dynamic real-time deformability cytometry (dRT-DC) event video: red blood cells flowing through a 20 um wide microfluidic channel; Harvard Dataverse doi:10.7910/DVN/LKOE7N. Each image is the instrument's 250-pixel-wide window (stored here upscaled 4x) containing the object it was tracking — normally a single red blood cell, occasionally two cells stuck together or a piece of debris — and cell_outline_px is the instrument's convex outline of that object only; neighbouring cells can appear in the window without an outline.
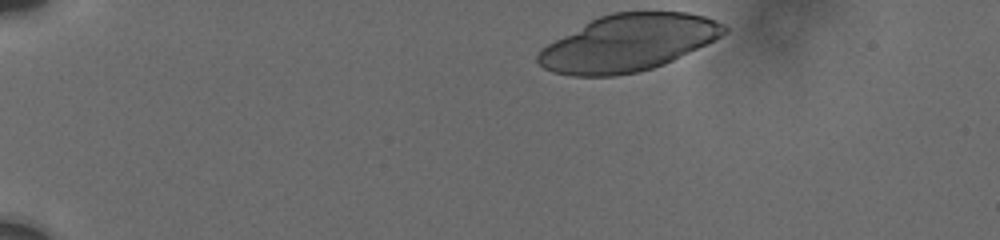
{"species": "human", "species_latin": "Homo sapiens", "temperature_condition": "cold", "stored_images_in_passage": 31, "camera_frame_rate_fps": 3000, "um_per_image_px": 0.085, "donor": {"sex": "male"}, "frame": {"image": 1, "passage_image": 1, "time_ms": 0.0, "image_size_px": [1000, 240], "cell_outline_px": [[728, 32], [664, 64], [652, 68], [636, 72], [616, 76], [572, 76], [552, 72], [544, 68], [536, 60], [536, 56], [540, 48], [584, 24], [600, 16], [612, 12], [688, 12], [704, 16], [716, 20], [724, 24], [728, 28]], "centroid_in_image_um": [53.36, 3.65], "position_along_channel_um": 31.6, "area_um2": 61.04}}